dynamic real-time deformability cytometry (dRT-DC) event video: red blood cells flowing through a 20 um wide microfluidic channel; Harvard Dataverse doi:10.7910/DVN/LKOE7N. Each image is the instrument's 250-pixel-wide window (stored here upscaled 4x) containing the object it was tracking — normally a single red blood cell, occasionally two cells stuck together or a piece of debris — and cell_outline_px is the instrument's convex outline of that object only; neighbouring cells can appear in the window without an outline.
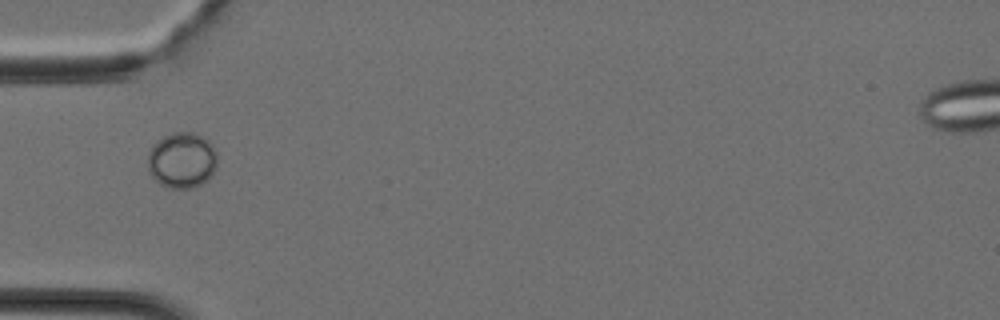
{"species": "Egyptian fruit bat (a non-hibernating species)", "species_latin": "Rousettus aegyptiacus", "temperature_condition": "cold", "stored_images_in_passage": 28, "camera_frame_rate_fps": 3000, "um_per_image_px": 0.085, "animal": {"sex": "female"}, "frame": {"image": 1, "passage_image": 1, "time_ms": 0.0, "image_size_px": [1000, 320], "cell_outline_px": [[216, 168], [212, 176], [208, 180], [192, 188], [168, 188], [160, 184], [148, 172], [148, 152], [152, 144], [156, 140], [172, 132], [196, 132], [204, 136], [212, 144], [216, 152]], "centroid_in_image_um": [15.46, 13.6], "position_along_channel_um": 69.5, "area_um2": 23.06}}
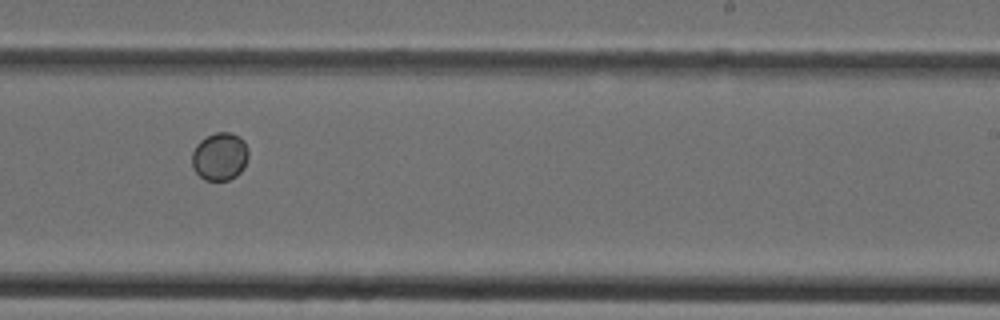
{"frame": {"image": 2, "passage_image": 13, "time_ms": 4.0, "image_size_px": [1000, 320], "cell_outline_px": [[248, 156], [244, 168], [236, 176], [228, 180], [204, 180], [192, 168], [192, 152], [196, 144], [200, 140], [216, 132], [232, 132], [240, 136], [244, 140], [248, 152]], "centroid_in_image_um": [18.68, 13.29], "position_along_channel_um": 270.3, "area_um2": 15.9}}
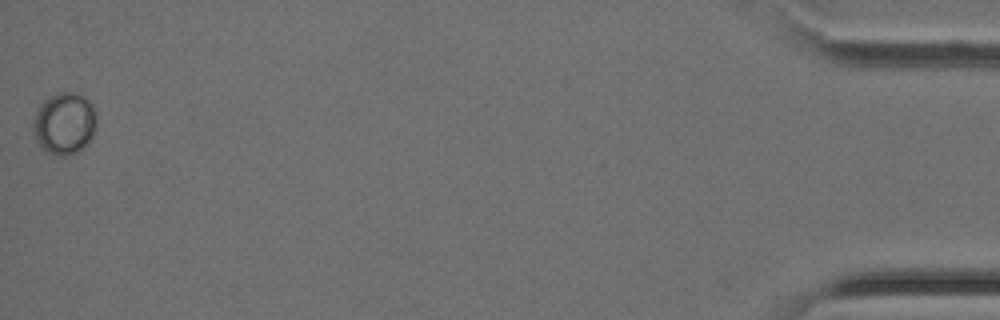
{"frame": {"image": 3, "passage_image": 28, "time_ms": 9.0, "image_size_px": [1000, 320], "cell_outline_px": [[96, 128], [88, 144], [76, 152], [64, 156], [56, 156], [40, 148], [36, 140], [32, 128], [32, 124], [36, 112], [40, 104], [48, 96], [56, 92], [76, 92], [84, 96], [92, 104], [96, 112]], "centroid_in_image_um": [5.47, 10.48], "position_along_channel_um": 429.7, "area_um2": 23.29}}